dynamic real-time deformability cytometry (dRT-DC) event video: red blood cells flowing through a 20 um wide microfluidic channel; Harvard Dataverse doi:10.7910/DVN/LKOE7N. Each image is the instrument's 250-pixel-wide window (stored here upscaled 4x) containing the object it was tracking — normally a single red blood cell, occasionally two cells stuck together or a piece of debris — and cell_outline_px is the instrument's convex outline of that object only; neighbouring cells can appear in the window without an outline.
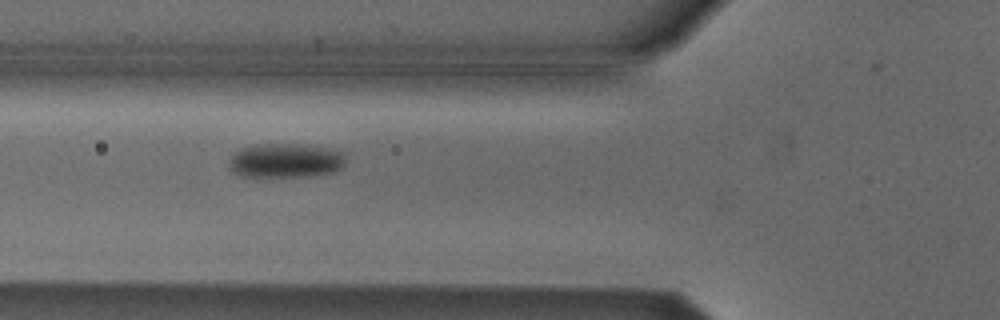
{"species": "Egyptian fruit bat (a non-hibernating species)", "species_latin": "Rousettus aegyptiacus", "temperature_condition": "cold", "stored_images_in_passage": 30, "camera_frame_rate_fps": 3000, "um_per_image_px": 0.085, "animal": {"sex": "male"}, "frame": {"image": 1, "passage_image": 3, "time_ms": 0.667, "image_size_px": [1000, 320], "cell_outline_px": [[344, 164], [336, 172], [308, 176], [240, 176], [232, 172], [228, 164], [228, 160], [236, 152], [244, 148], [256, 144], [304, 144], [324, 148], [340, 152], [344, 156]], "centroid_in_image_um": [24.24, 13.65], "position_along_channel_um": 101.6, "area_um2": 23.12}}
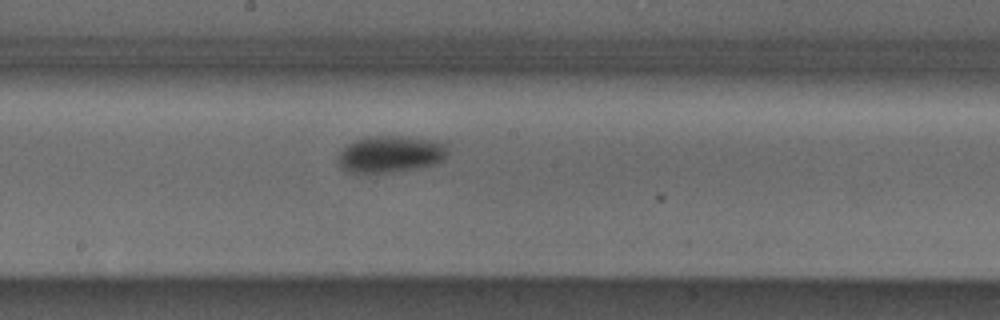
{"frame": {"image": 2, "passage_image": 12, "time_ms": 3.667, "image_size_px": [1000, 320], "cell_outline_px": [[448, 156], [444, 160], [436, 164], [420, 168], [368, 176], [348, 172], [340, 168], [336, 160], [336, 156], [348, 144], [356, 140], [368, 136], [408, 136], [440, 140], [448, 144]], "centroid_in_image_um": [33.21, 13.13], "position_along_channel_um": 215.0, "area_um2": 24.85}}
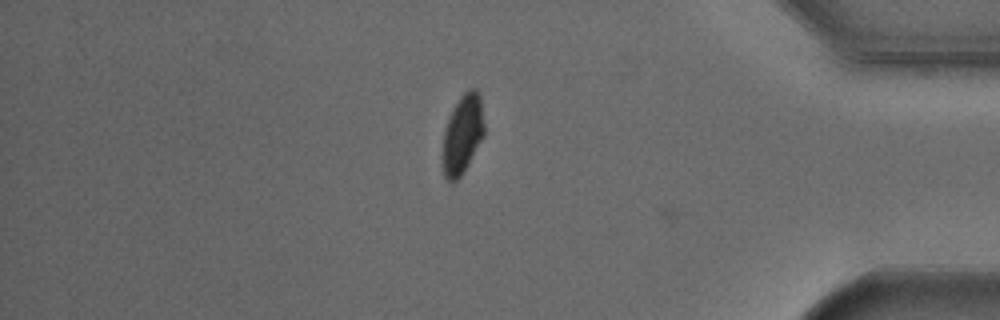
{"frame": {"image": 3, "passage_image": 29, "time_ms": 9.333, "image_size_px": [1000, 320], "cell_outline_px": [[484, 136], [468, 164], [460, 176], [452, 184], [444, 176], [440, 156], [444, 128], [448, 116], [460, 96], [468, 88], [476, 88], [480, 96], [484, 124]], "centroid_in_image_um": [39.27, 11.42], "position_along_channel_um": 395.9, "area_um2": 19.71}}